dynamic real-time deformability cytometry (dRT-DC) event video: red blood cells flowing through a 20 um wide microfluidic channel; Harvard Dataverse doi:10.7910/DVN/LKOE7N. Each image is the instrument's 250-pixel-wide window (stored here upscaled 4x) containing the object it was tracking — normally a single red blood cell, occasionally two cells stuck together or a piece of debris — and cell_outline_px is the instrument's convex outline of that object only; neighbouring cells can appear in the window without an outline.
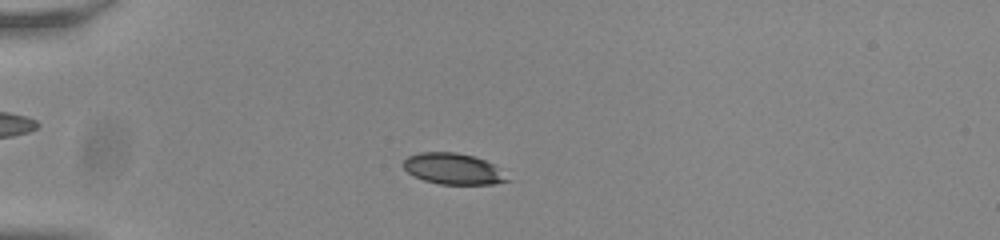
{"species": "common noctule bat (a hibernating species)", "species_latin": "Nyctalus noctula", "temperature_condition": "room temperature", "stored_images_in_passage": 51, "camera_frame_rate_fps": 3000, "um_per_image_px": 0.085, "animal": {"sex": "male", "body_mass_g": 20.0, "forearm_length_mm": 53.3}, "frame": {"image": 1, "passage_image": 12, "time_ms": 3.667, "image_size_px": [1000, 240], "cell_outline_px": [[512, 180], [492, 184], [440, 184], [424, 180], [408, 172], [404, 168], [404, 160], [408, 156], [420, 152], [456, 152], [472, 156], [484, 160], [492, 164]], "centroid_in_image_um": [38.52, 14.35], "position_along_channel_um": 46.5, "area_um2": 18.55}}
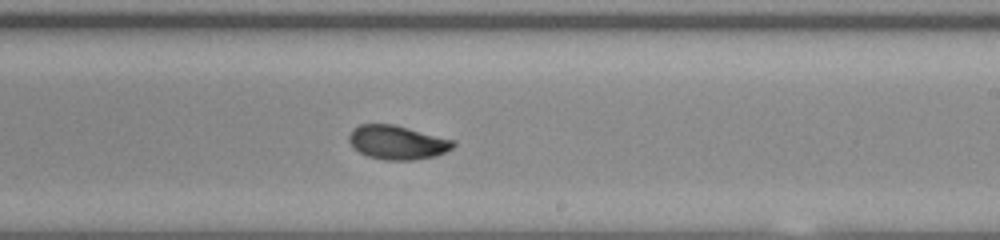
{"frame": {"image": 2, "passage_image": 31, "time_ms": 10.0, "image_size_px": [1000, 240], "cell_outline_px": [[456, 144], [452, 148], [436, 156], [416, 160], [384, 160], [368, 156], [352, 148], [348, 140], [348, 136], [352, 128], [360, 124], [392, 124], [456, 140]], "centroid_in_image_um": [33.76, 12.11], "position_along_channel_um": 255.2, "area_um2": 20.81}}
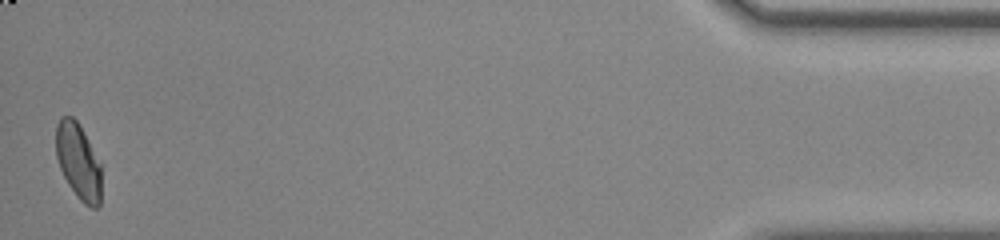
{"frame": {"image": 3, "passage_image": 51, "time_ms": 16.667, "image_size_px": [1000, 240], "cell_outline_px": [[100, 204], [96, 208], [92, 208], [84, 204], [80, 200], [68, 184], [60, 168], [56, 156], [56, 124], [60, 116], [72, 116], [76, 120], [100, 164]], "centroid_in_image_um": [6.63, 13.73], "position_along_channel_um": 428.6, "area_um2": 19.65}, "authors_computed_cell_mechanics": {"area_um2": 20.6924, "velocity_mm_per_s": 3.7969, "shape_relaxation_time_tau1_ms": 3.9281, "shape_relaxation_time_tau2_ms": 1.1289, "deformation_change_tau1": 0.1395, "deformation_change_tau2": 0.0363}}